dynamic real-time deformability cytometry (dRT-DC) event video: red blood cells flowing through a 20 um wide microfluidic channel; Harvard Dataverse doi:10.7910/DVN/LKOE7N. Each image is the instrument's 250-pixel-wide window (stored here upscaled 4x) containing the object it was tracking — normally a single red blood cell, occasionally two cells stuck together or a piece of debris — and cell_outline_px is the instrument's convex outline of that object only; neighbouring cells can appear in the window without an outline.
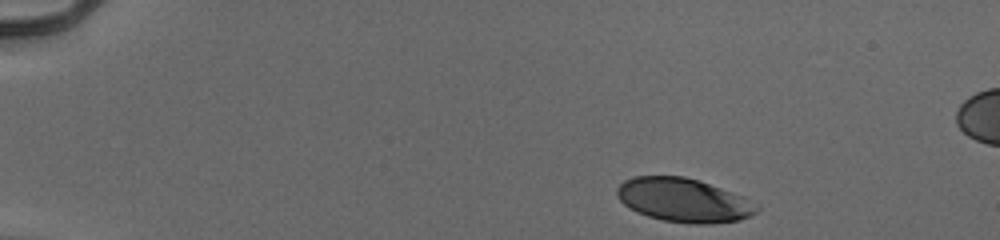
{"species": "human", "species_latin": "Homo sapiens", "temperature_condition": "cold", "stored_images_in_passage": 39, "camera_frame_rate_fps": 3000, "um_per_image_px": 0.085, "donor": {"sex": "male"}, "frame": {"image": 1, "passage_image": 1, "time_ms": 0.0, "image_size_px": [1000, 240], "cell_outline_px": [[760, 208], [752, 216], [736, 220], [708, 224], [688, 224], [664, 220], [648, 216], [636, 212], [628, 208], [616, 196], [616, 188], [624, 180], [632, 176], [684, 176], [700, 180], [744, 196]], "centroid_in_image_um": [58.08, 17.0], "position_along_channel_um": 26.9, "area_um2": 35.89}}
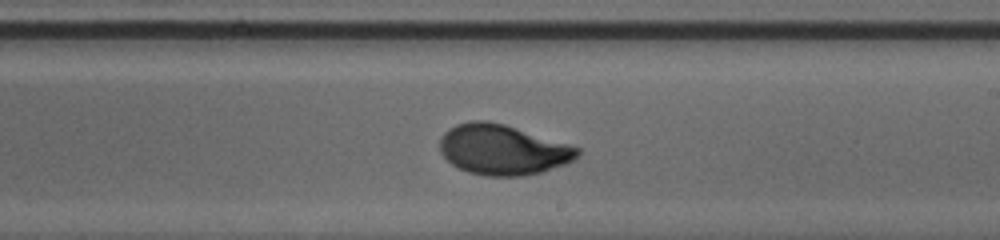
{"frame": {"image": 2, "passage_image": 26, "time_ms": 8.333, "image_size_px": [1000, 240], "cell_outline_px": [[580, 152], [576, 160], [540, 172], [524, 176], [484, 176], [468, 172], [452, 164], [440, 152], [440, 140], [444, 132], [448, 128], [456, 124], [472, 120], [488, 120], [504, 124], [568, 144], [580, 148]], "centroid_in_image_um": [42.72, 12.72], "position_along_channel_um": 246.3, "area_um2": 40.23}}
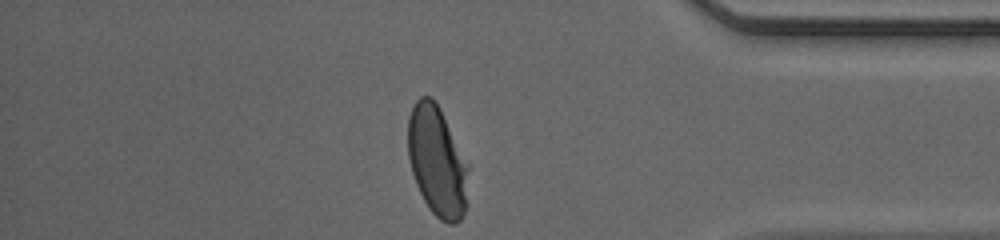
{"frame": {"image": 3, "passage_image": 39, "time_ms": 12.667, "image_size_px": [1000, 240], "cell_outline_px": [[468, 168], [464, 212], [460, 220], [456, 224], [448, 224], [440, 220], [432, 212], [424, 200], [416, 184], [412, 172], [408, 156], [408, 116], [416, 100], [420, 96], [432, 96], [440, 108], [468, 164]], "centroid_in_image_um": [37.13, 13.69], "position_along_channel_um": 398.1, "area_um2": 38.49}, "authors_computed_cell_mechanics": {"area_um2": 38.726, "velocity_mm_per_s": 3.9451, "shape_relaxation_time_tau1_ms": 3.4236, "shape_relaxation_time_tau2_ms": null, "deformation_change_tau1": 0.1704, "deformation_change_tau2": null}}